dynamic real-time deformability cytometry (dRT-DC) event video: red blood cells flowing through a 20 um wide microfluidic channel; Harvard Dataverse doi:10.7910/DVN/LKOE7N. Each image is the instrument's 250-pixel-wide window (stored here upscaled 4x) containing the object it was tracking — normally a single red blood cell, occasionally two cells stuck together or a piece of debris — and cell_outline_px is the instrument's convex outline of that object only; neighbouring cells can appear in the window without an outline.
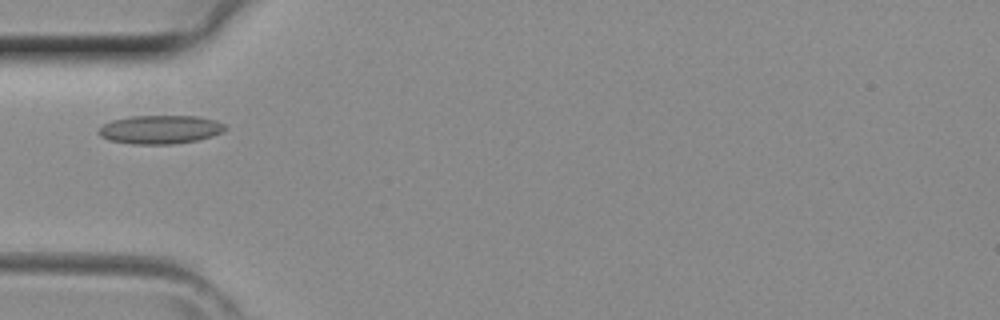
{"species": "common noctule bat (a hibernating species)", "species_latin": "Nyctalus noctula", "temperature_condition": "room temperature", "stored_images_in_passage": 30, "camera_frame_rate_fps": 3000, "um_per_image_px": 0.085, "animal": {"sex": "female", "body_mass_g": 29.2, "forearm_length_mm": 56.3}, "frame": {"image": 1, "passage_image": 1, "time_ms": 0.0, "image_size_px": [1000, 320], "cell_outline_px": [[228, 128], [212, 136], [196, 140], [172, 144], [132, 144], [108, 140], [100, 136], [96, 132], [104, 124], [112, 120], [132, 116], [196, 116], [216, 120], [224, 124]], "centroid_in_image_um": [13.59, 11.01], "position_along_channel_um": 71.4, "area_um2": 21.04}}
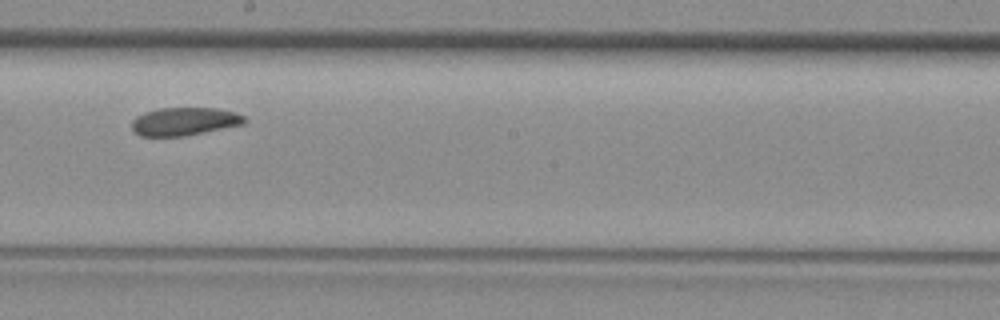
{"frame": {"image": 2, "passage_image": 11, "time_ms": 3.333, "image_size_px": [1000, 320], "cell_outline_px": [[248, 120], [244, 124], [184, 136], [140, 136], [132, 132], [132, 120], [136, 116], [144, 112], [160, 108], [216, 108], [236, 112], [248, 116]], "centroid_in_image_um": [15.69, 10.32], "position_along_channel_um": 232.5, "area_um2": 18.67}}
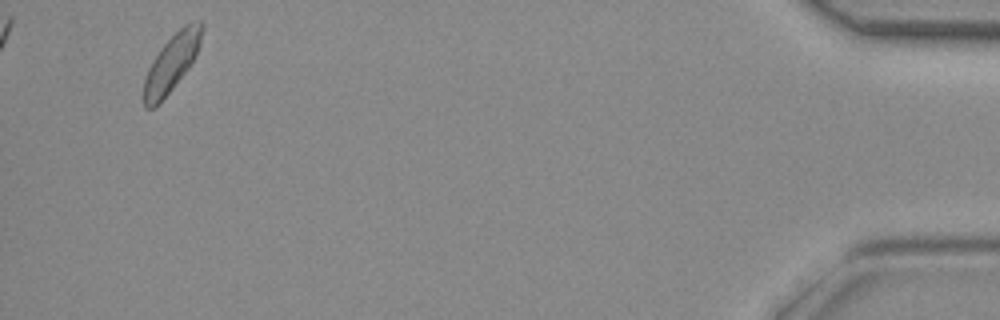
{"frame": {"image": 3, "passage_image": 28, "time_ms": 9.0, "image_size_px": [1000, 320], "cell_outline_px": [[204, 24], [200, 44], [188, 68], [172, 88], [152, 108], [144, 108], [144, 80], [148, 68], [160, 48], [184, 24], [192, 20], [200, 20]], "centroid_in_image_um": [14.6, 5.28], "position_along_channel_um": 420.6, "area_um2": 18.79}}